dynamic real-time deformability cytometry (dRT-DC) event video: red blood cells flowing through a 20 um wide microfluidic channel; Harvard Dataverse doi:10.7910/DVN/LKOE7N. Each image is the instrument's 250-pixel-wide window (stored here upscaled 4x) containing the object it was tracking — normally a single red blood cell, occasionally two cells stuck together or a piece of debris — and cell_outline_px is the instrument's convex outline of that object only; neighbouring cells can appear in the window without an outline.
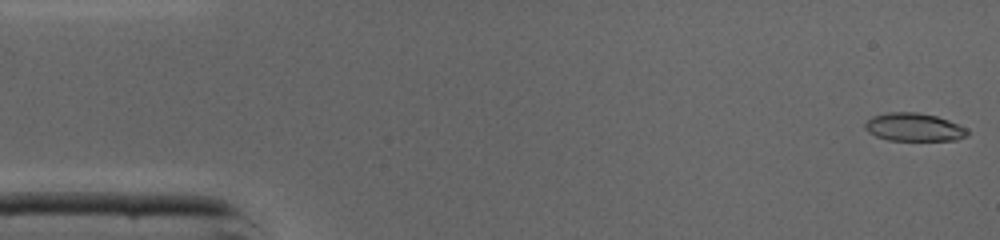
{"species": "common noctule bat (a hibernating species)", "species_latin": "Nyctalus noctula", "temperature_condition": "cold", "stored_images_in_passage": 12, "camera_frame_rate_fps": 3000, "um_per_image_px": 0.085, "animal": {"sex": "male", "body_mass_g": 19.0, "forearm_length_mm": 50.8}, "frame": {"image": 1, "passage_image": 1, "time_ms": 0.0, "image_size_px": [1000, 240], "cell_outline_px": [[968, 136], [956, 140], [888, 140], [876, 136], [868, 132], [864, 128], [864, 124], [872, 116], [888, 112], [916, 112], [936, 116], [948, 120], [968, 128]], "centroid_in_image_um": [77.69, 10.81], "position_along_channel_um": 7.3, "area_um2": 16.82}}
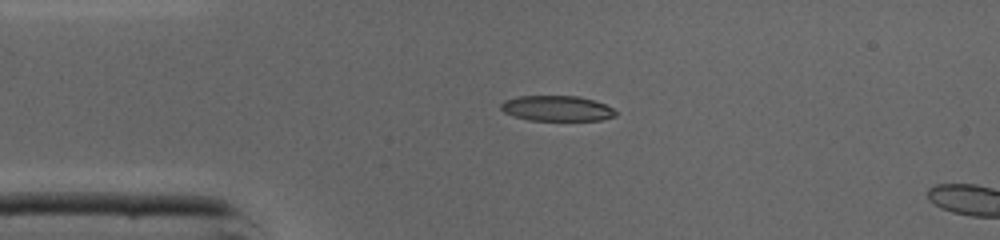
{"frame": {"image": 2, "passage_image": 10, "time_ms": 3.0, "image_size_px": [1000, 240], "cell_outline_px": [[616, 116], [600, 120], [528, 120], [512, 116], [504, 112], [500, 108], [500, 104], [504, 100], [520, 96], [580, 96], [604, 104], [612, 108], [616, 112]], "centroid_in_image_um": [47.3, 9.21], "position_along_channel_um": 37.7, "area_um2": 16.94}}